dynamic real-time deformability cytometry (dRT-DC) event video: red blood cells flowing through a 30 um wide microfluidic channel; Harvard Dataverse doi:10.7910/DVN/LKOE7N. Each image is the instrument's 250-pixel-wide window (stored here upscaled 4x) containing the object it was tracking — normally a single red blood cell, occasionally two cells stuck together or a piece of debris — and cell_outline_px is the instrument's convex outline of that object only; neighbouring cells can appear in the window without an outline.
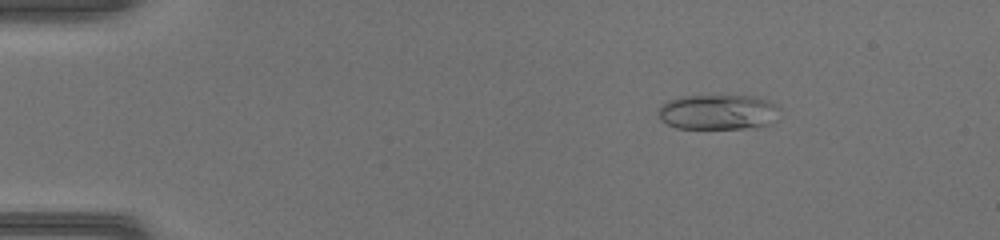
{"species": "common noctule bat (a hibernating species)", "species_latin": "Nyctalus noctula", "temperature_condition": "warm", "stored_images_in_passage": 49, "camera_frame_rate_fps": 3000, "um_per_image_px": 0.085, "animal": {"sex": "female", "body_mass_g": 17.0, "forearm_length_mm": 48.0}, "frame": {"image": 1, "passage_image": 8, "time_ms": 2.333, "image_size_px": [1000, 240], "cell_outline_px": [[780, 108], [776, 120], [772, 124], [744, 128], [676, 128], [660, 120], [660, 104], [668, 100], [680, 96], [752, 96], [768, 100], [776, 104]], "centroid_in_image_um": [61.06, 9.52], "position_along_channel_um": 23.9, "area_um2": 24.91}}
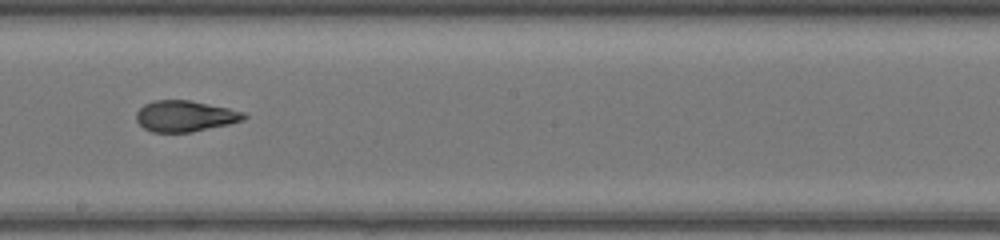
{"frame": {"image": 2, "passage_image": 29, "time_ms": 9.333, "image_size_px": [1000, 240], "cell_outline_px": [[248, 116], [244, 120], [228, 124], [192, 132], [152, 132], [144, 128], [136, 120], [136, 112], [144, 104], [156, 100], [192, 100], [228, 108], [244, 112]], "centroid_in_image_um": [15.73, 9.86], "position_along_channel_um": 232.5, "area_um2": 19.48}}
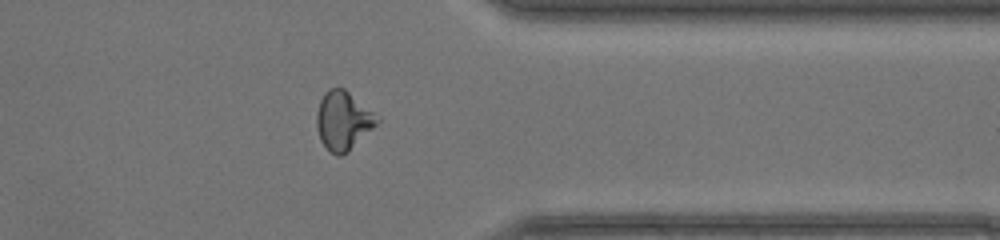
{"frame": {"image": 3, "passage_image": 40, "time_ms": 13.0, "image_size_px": [1000, 240], "cell_outline_px": [[380, 120], [348, 152], [340, 156], [336, 156], [320, 140], [316, 128], [316, 112], [320, 100], [324, 92], [328, 88], [344, 88], [380, 116]], "centroid_in_image_um": [29.16, 10.23], "position_along_channel_um": 382.2, "area_um2": 20.69}, "authors_computed_cell_mechanics": {"area_um2": 20.6924, "velocity_mm_per_s": 4.2764, "shape_relaxation_time_tau1_ms": 7.7361, "shape_relaxation_time_tau2_ms": 1.2863, "deformation_change_tau1": 0.2518, "deformation_change_tau2": 0.0638}}